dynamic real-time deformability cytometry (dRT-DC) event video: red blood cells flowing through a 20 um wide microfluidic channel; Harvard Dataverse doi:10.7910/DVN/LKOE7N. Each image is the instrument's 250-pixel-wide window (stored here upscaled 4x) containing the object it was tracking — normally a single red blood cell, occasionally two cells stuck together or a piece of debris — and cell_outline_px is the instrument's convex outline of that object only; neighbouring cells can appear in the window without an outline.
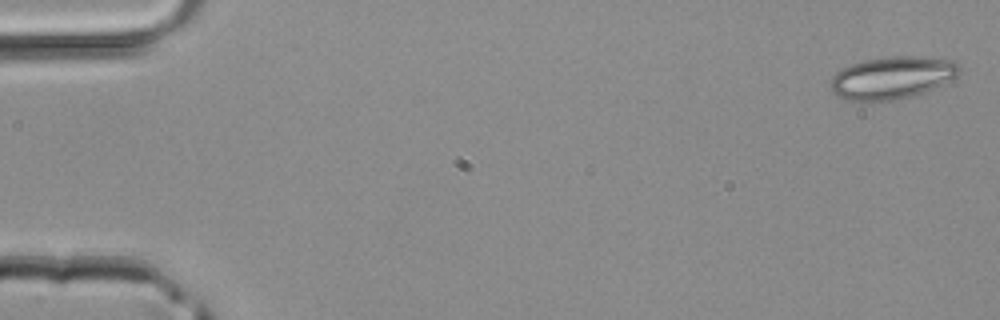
{"species": "common noctule bat (a hibernating species)", "species_latin": "Nyctalus noctula", "temperature_condition": "room temperature", "stored_images_in_passage": 43, "camera_frame_rate_fps": 3000, "um_per_image_px": 0.085, "animal": {"sex": "male", "body_mass_g": 20.4}, "frame": {"image": 1, "passage_image": 1, "time_ms": 0.0, "image_size_px": [1000, 320], "cell_outline_px": [[960, 72], [956, 76], [932, 88], [908, 96], [892, 100], [848, 100], [836, 96], [832, 92], [832, 76], [840, 68], [864, 60], [888, 56], [924, 56], [956, 60], [960, 64]], "centroid_in_image_um": [75.83, 6.56], "position_along_channel_um": 9.2, "area_um2": 31.56}}
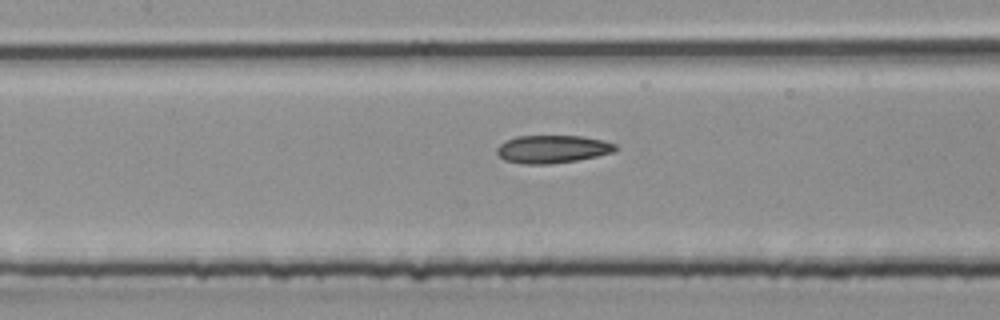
{"frame": {"image": 2, "passage_image": 20, "time_ms": 6.333, "image_size_px": [1000, 320], "cell_outline_px": [[616, 152], [576, 160], [548, 164], [524, 164], [504, 160], [496, 152], [496, 148], [504, 140], [516, 136], [584, 136], [616, 144]], "centroid_in_image_um": [46.92, 12.67], "position_along_channel_um": 160.5, "area_um2": 19.25}}
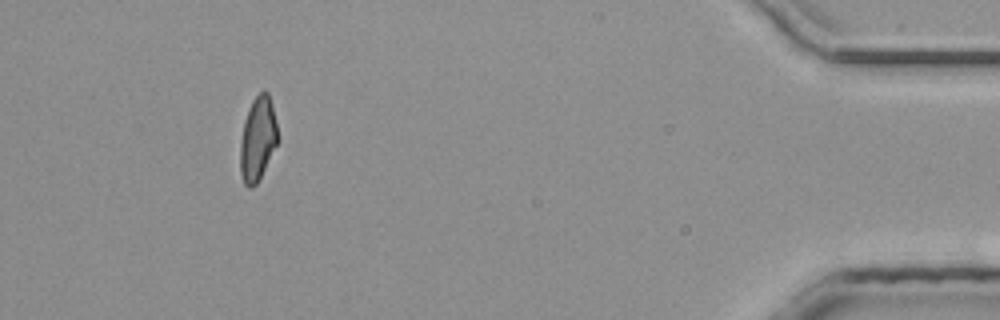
{"frame": {"image": 3, "passage_image": 40, "time_ms": 13.0, "image_size_px": [1000, 320], "cell_outline_px": [[276, 144], [256, 184], [252, 188], [248, 188], [244, 184], [240, 172], [240, 144], [244, 120], [248, 108], [252, 100], [264, 88], [268, 92], [276, 124]], "centroid_in_image_um": [21.86, 11.79], "position_along_channel_um": 413.3, "area_um2": 17.92}}